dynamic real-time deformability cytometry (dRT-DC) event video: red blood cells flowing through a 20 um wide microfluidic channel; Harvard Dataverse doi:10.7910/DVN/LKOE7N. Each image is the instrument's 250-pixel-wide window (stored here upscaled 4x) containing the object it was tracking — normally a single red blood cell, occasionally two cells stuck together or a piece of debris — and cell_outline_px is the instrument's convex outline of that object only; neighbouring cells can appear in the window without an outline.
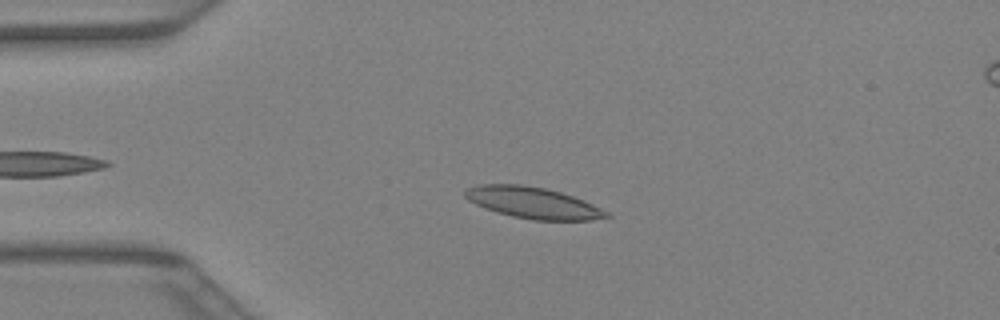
{"species": "Egyptian fruit bat (a non-hibernating species)", "species_latin": "Rousettus aegyptiacus", "temperature_condition": "warm", "stored_images_in_passage": 37, "camera_frame_rate_fps": 3000, "um_per_image_px": 0.085, "animal": {"sex": "female"}, "frame": {"image": 1, "passage_image": 9, "time_ms": 2.667, "image_size_px": [1000, 320], "cell_outline_px": [[612, 216], [588, 220], [532, 220], [512, 216], [496, 212], [484, 208], [468, 200], [464, 196], [464, 188], [480, 184], [524, 184], [544, 188], [560, 192], [584, 200], [608, 212]], "centroid_in_image_um": [45.25, 17.23], "position_along_channel_um": 39.7, "area_um2": 25.84}}
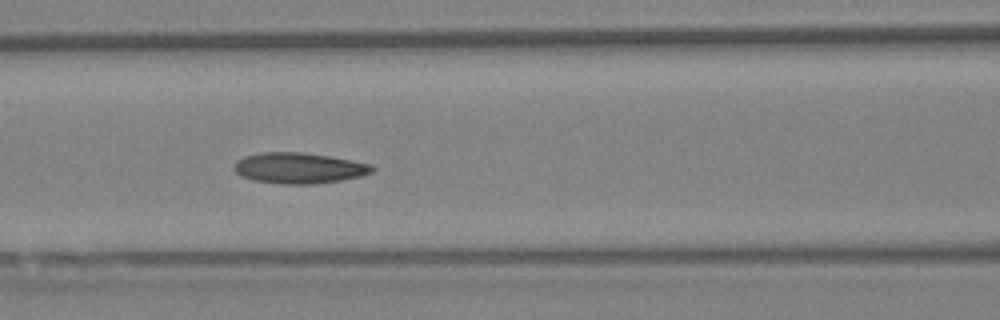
{"frame": {"image": 2, "passage_image": 17, "time_ms": 5.333, "image_size_px": [1000, 320], "cell_outline_px": [[376, 168], [372, 172], [360, 176], [340, 180], [312, 184], [280, 184], [252, 180], [240, 176], [232, 168], [236, 160], [244, 156], [260, 152], [304, 152], [332, 156], [372, 164]], "centroid_in_image_um": [25.39, 14.27], "position_along_channel_um": 141.2, "area_um2": 25.09}}
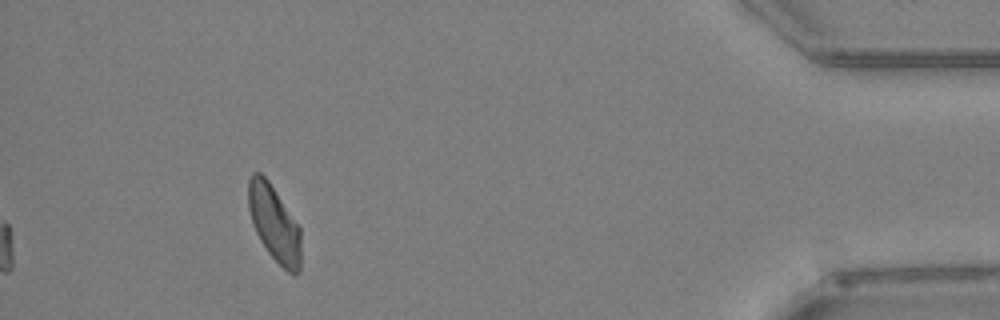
{"frame": {"image": 3, "passage_image": 37, "time_ms": 12.0, "image_size_px": [1000, 320], "cell_outline_px": [[300, 272], [292, 276], [268, 252], [260, 240], [252, 224], [248, 208], [248, 180], [252, 172], [260, 172], [268, 180], [300, 228]], "centroid_in_image_um": [23.29, 18.99], "position_along_channel_um": 411.9, "area_um2": 23.12}}